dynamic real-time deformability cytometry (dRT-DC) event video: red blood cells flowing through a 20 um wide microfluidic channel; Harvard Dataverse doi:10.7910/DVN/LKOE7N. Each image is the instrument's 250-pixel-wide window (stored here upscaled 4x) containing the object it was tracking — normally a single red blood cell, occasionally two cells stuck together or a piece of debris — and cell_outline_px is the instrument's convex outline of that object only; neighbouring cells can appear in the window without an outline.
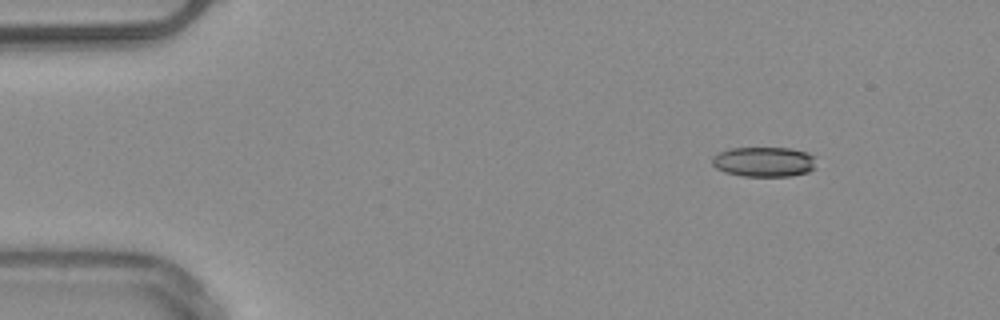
{"species": "common noctule bat (a hibernating species)", "species_latin": "Nyctalus noctula", "temperature_condition": "warm", "stored_images_in_passage": 5, "camera_frame_rate_fps": 3000, "um_per_image_px": 0.085, "animal": {"sex": "male", "body_mass_g": 20.4}, "frame": {"image": 1, "passage_image": 2, "time_ms": 1.0, "image_size_px": [1000, 320], "cell_outline_px": [[816, 168], [808, 172], [792, 176], [744, 176], [724, 172], [716, 168], [712, 164], [712, 156], [728, 148], [792, 148], [808, 152], [816, 156]], "centroid_in_image_um": [64.98, 13.75], "position_along_channel_um": 20.0, "area_um2": 18.5}}